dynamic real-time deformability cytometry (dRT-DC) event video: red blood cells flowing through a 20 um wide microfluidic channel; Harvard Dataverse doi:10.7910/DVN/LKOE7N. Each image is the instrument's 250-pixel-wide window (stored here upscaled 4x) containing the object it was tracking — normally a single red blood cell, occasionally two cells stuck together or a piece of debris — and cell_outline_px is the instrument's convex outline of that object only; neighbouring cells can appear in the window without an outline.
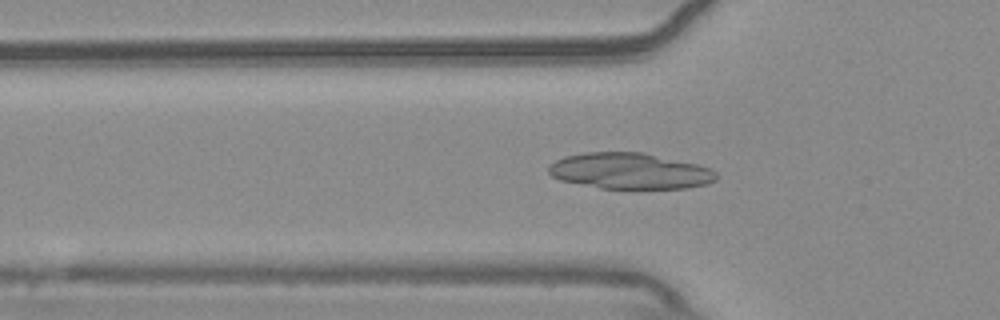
{"species": "common noctule bat (a hibernating species)", "species_latin": "Nyctalus noctula", "temperature_condition": "warm", "stored_images_in_passage": 54, "camera_frame_rate_fps": 3000, "um_per_image_px": 0.085, "animal": {"sex": "male", "body_mass_g": 20.4}, "frame": {"image": 1, "passage_image": 17, "time_ms": 5.333, "image_size_px": [1000, 320], "cell_outline_px": [[716, 180], [708, 184], [688, 188], [600, 188], [560, 180], [552, 176], [548, 172], [548, 164], [564, 156], [584, 152], [640, 152], [696, 164], [708, 168], [716, 172]], "centroid_in_image_um": [53.5, 14.53], "position_along_channel_um": 72.3, "area_um2": 35.03}}
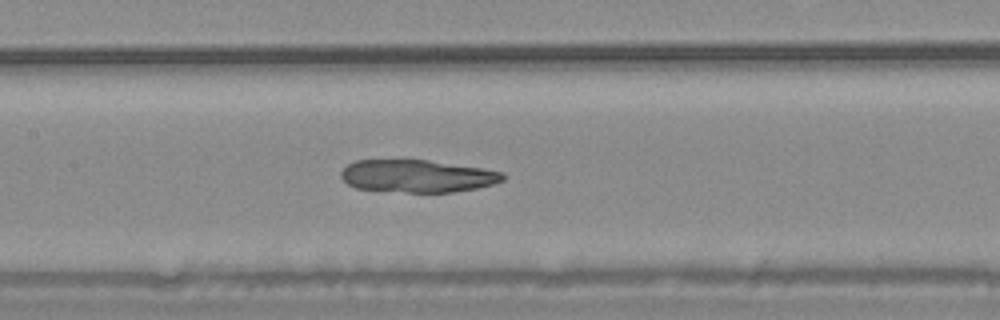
{"frame": {"image": 2, "passage_image": 25, "time_ms": 8.0, "image_size_px": [1000, 320], "cell_outline_px": [[504, 180], [492, 184], [476, 188], [452, 192], [408, 192], [356, 188], [348, 184], [340, 176], [340, 172], [348, 164], [356, 160], [428, 160], [480, 168], [504, 172]], "centroid_in_image_um": [35.45, 14.96], "position_along_channel_um": 171.9, "area_um2": 30.4}}
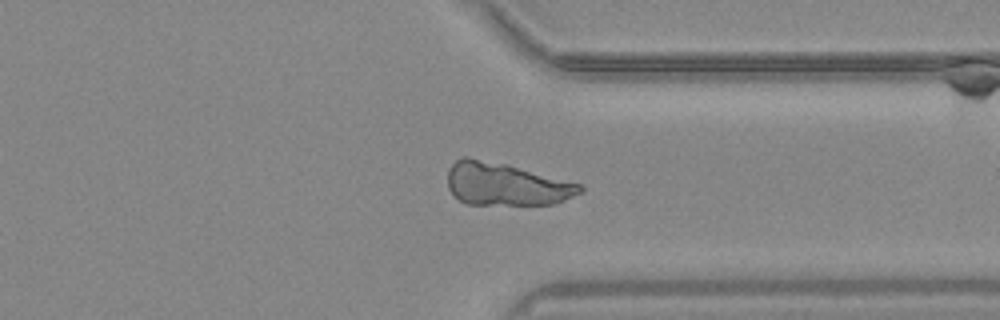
{"frame": {"image": 3, "passage_image": 41, "time_ms": 13.333, "image_size_px": [1000, 320], "cell_outline_px": [[584, 192], [564, 200], [552, 204], [468, 204], [460, 200], [448, 188], [448, 168], [456, 160], [464, 156], [468, 156], [508, 164], [584, 184]], "centroid_in_image_um": [43.04, 15.63], "position_along_channel_um": 368.4, "area_um2": 33.23}}